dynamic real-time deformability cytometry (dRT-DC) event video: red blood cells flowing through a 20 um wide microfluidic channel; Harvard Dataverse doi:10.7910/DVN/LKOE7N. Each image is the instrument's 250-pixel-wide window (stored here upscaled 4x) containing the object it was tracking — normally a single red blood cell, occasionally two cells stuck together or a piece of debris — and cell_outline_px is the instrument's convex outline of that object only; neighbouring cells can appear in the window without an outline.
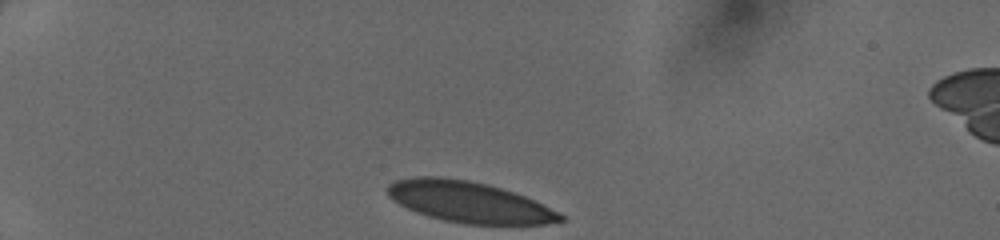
{"species": "human", "species_latin": "Homo sapiens", "temperature_condition": "cold", "stored_images_in_passage": 31, "camera_frame_rate_fps": 3000, "um_per_image_px": 0.085, "donor": {"sex": "female"}, "frame": {"image": 1, "passage_image": 1, "time_ms": 0.0, "image_size_px": [1000, 240], "cell_outline_px": [[564, 220], [548, 224], [464, 224], [444, 220], [428, 216], [416, 212], [392, 200], [388, 196], [384, 188], [388, 184], [396, 180], [412, 176], [440, 176], [468, 180], [488, 184], [524, 196], [564, 216]], "centroid_in_image_um": [39.77, 17.15], "position_along_channel_um": 45.2, "area_um2": 41.1}}
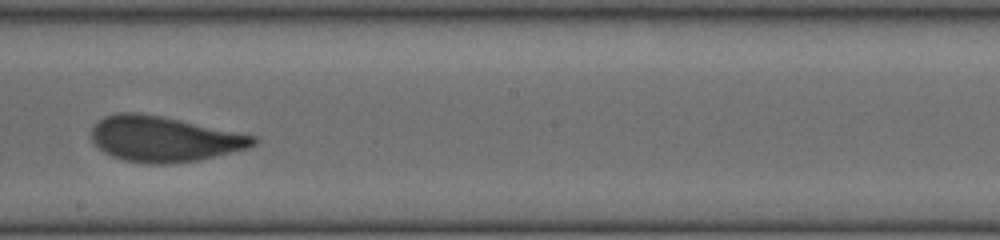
{"frame": {"image": 2, "passage_image": 18, "time_ms": 5.667, "image_size_px": [1000, 240], "cell_outline_px": [[260, 140], [256, 144], [248, 148], [200, 160], [172, 164], [152, 164], [124, 160], [112, 156], [104, 152], [92, 140], [92, 128], [104, 116], [116, 112], [140, 112], [160, 116], [256, 136]], "centroid_in_image_um": [13.95, 11.82], "position_along_channel_um": 234.2, "area_um2": 42.71}}
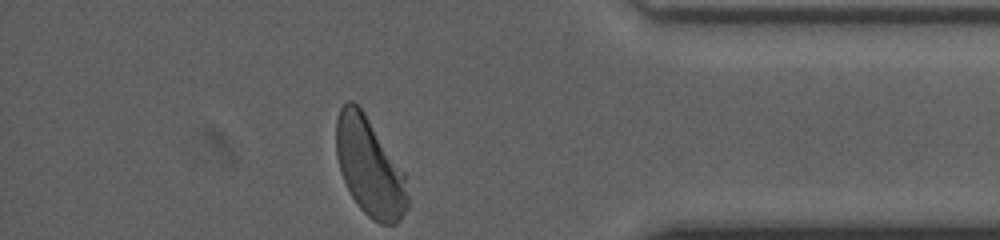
{"frame": {"image": 3, "passage_image": 31, "time_ms": 10.0, "image_size_px": [1000, 240], "cell_outline_px": [[408, 208], [400, 220], [396, 224], [380, 224], [372, 220], [360, 208], [352, 196], [340, 172], [336, 156], [336, 120], [340, 108], [348, 100], [352, 100], [364, 112], [404, 172], [408, 196]], "centroid_in_image_um": [31.41, 14.21], "position_along_channel_um": 403.8, "area_um2": 40.69}}